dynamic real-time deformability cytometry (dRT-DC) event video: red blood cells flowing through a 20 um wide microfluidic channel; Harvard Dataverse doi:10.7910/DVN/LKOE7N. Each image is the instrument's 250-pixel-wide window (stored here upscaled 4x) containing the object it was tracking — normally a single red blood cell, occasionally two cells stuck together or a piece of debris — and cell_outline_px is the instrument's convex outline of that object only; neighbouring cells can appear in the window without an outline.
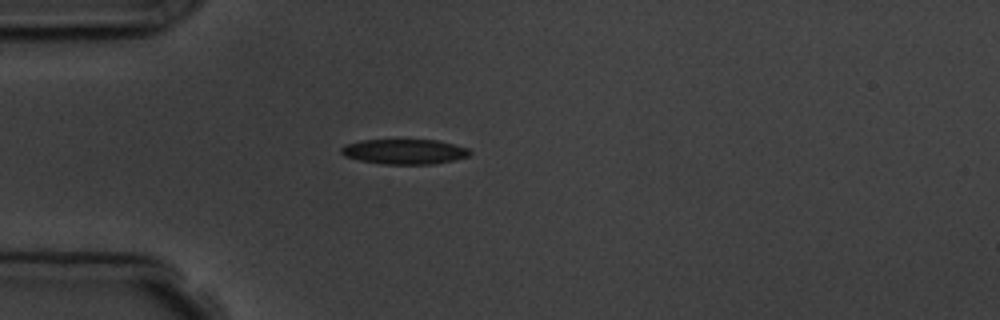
{"species": "common noctule bat (a hibernating species)", "species_latin": "Nyctalus noctula", "temperature_condition": "room temperature", "stored_images_in_passage": 1, "camera_frame_rate_fps": 3000, "um_per_image_px": 0.085, "animal": {"sex": "male", "body_mass_g": 19.5, "forearm_length_mm": 54.6}, "frame": {"image": 1, "passage_image": 1, "time_ms": 0.0, "image_size_px": [1000, 320], "cell_outline_px": [[472, 152], [468, 156], [456, 160], [432, 164], [384, 164], [360, 160], [344, 156], [340, 152], [340, 148], [344, 144], [360, 140], [436, 140], [468, 148]], "centroid_in_image_um": [34.35, 12.89], "position_along_channel_um": 50.6, "area_um2": 18.79}}